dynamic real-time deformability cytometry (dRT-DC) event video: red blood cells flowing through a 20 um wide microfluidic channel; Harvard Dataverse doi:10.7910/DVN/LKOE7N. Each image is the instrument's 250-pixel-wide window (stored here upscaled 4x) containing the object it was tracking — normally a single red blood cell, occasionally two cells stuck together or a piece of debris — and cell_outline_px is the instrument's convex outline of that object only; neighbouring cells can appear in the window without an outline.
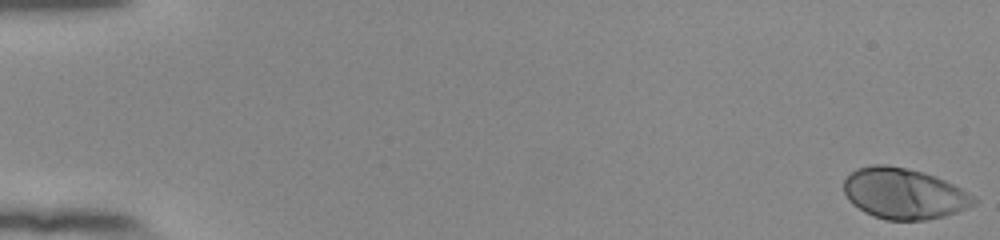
{"species": "human", "species_latin": "Homo sapiens", "temperature_condition": "room temperature", "stored_images_in_passage": 56, "camera_frame_rate_fps": 3000, "um_per_image_px": 0.085, "donor": {"sex": "female"}, "frame": {"image": 1, "passage_image": 1, "time_ms": 0.0, "image_size_px": [1000, 240], "cell_outline_px": [[980, 200], [976, 204], [956, 212], [944, 216], [924, 220], [884, 220], [872, 216], [864, 212], [852, 204], [848, 200], [844, 192], [844, 180], [856, 168], [872, 164], [888, 164], [924, 172], [936, 176], [960, 188]], "centroid_in_image_um": [76.82, 16.45], "position_along_channel_um": 8.2, "area_um2": 38.73}}
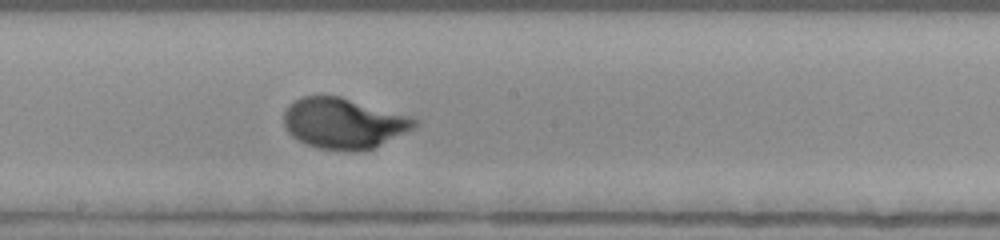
{"frame": {"image": 2, "passage_image": 32, "time_ms": 10.333, "image_size_px": [1000, 240], "cell_outline_px": [[420, 124], [416, 128], [372, 148], [356, 152], [352, 152], [320, 148], [308, 144], [292, 136], [284, 128], [284, 112], [288, 104], [304, 96], [340, 96], [412, 116], [420, 120]], "centroid_in_image_um": [29.25, 10.47], "position_along_channel_um": 218.9, "area_um2": 38.78}}
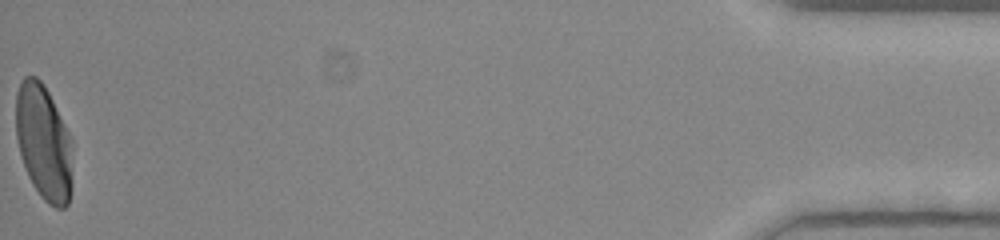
{"frame": {"image": 3, "passage_image": 56, "time_ms": 18.333, "image_size_px": [1000, 240], "cell_outline_px": [[72, 184], [68, 204], [64, 208], [56, 208], [48, 204], [40, 196], [32, 184], [28, 176], [20, 156], [16, 136], [16, 92], [24, 76], [36, 76], [44, 84], [72, 136]], "centroid_in_image_um": [3.73, 12.12], "position_along_channel_um": 431.5, "area_um2": 38.73}, "authors_computed_cell_mechanics": {"area_um2": 37.2232, "velocity_mm_per_s": 3.7863, "shape_relaxation_time_tau1_ms": 2.7524, "shape_relaxation_time_tau2_ms": null, "deformation_change_tau1": 0.1837, "deformation_change_tau2": null}}